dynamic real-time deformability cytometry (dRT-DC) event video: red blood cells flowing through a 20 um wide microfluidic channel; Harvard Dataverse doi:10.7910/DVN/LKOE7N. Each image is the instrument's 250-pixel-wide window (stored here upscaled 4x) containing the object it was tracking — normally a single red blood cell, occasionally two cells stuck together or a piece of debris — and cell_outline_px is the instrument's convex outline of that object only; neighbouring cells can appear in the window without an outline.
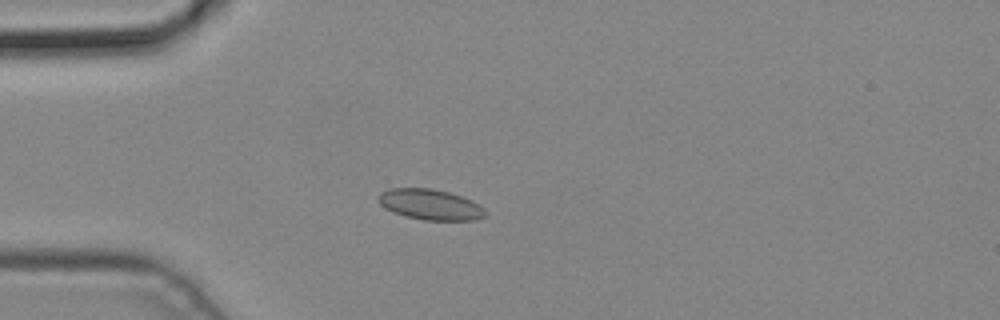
{"species": "common noctule bat (a hibernating species)", "species_latin": "Nyctalus noctula", "temperature_condition": "cold", "stored_images_in_passage": 4, "camera_frame_rate_fps": 3000, "um_per_image_px": 0.085, "animal": {"sex": "male", "body_mass_g": 19.2, "forearm_length_mm": 51.8}, "frame": {"image": 1, "passage_image": 4, "time_ms": 1.0, "image_size_px": [1000, 320], "cell_outline_px": [[484, 216], [476, 220], [424, 220], [404, 216], [392, 212], [380, 204], [376, 196], [380, 192], [388, 188], [432, 188], [448, 192], [472, 200], [484, 208]], "centroid_in_image_um": [36.52, 17.38], "position_along_channel_um": 48.5, "area_um2": 19.13}}